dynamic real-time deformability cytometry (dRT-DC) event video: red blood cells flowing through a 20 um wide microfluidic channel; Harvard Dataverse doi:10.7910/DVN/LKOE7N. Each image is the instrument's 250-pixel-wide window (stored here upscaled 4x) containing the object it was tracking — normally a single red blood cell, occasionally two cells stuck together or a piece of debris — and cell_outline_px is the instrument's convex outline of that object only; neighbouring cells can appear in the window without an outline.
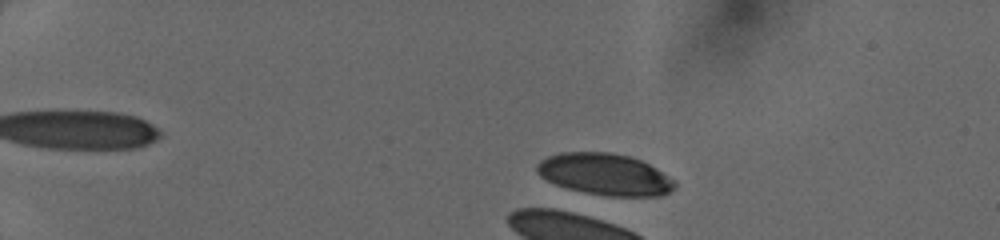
{"species": "human", "species_latin": "Homo sapiens", "temperature_condition": "cold", "stored_images_in_passage": 13, "camera_frame_rate_fps": 3000, "um_per_image_px": 0.085, "donor": {"sex": "female"}, "frame": {"image": 1, "passage_image": 11, "time_ms": 3.333, "image_size_px": [1000, 240], "cell_outline_px": [[676, 188], [660, 196], [608, 196], [584, 192], [568, 188], [556, 184], [540, 176], [536, 172], [536, 164], [540, 160], [548, 156], [560, 152], [608, 152], [628, 156], [640, 160], [656, 168], [676, 180]], "centroid_in_image_um": [51.42, 14.82], "position_along_channel_um": 33.6, "area_um2": 33.47}}